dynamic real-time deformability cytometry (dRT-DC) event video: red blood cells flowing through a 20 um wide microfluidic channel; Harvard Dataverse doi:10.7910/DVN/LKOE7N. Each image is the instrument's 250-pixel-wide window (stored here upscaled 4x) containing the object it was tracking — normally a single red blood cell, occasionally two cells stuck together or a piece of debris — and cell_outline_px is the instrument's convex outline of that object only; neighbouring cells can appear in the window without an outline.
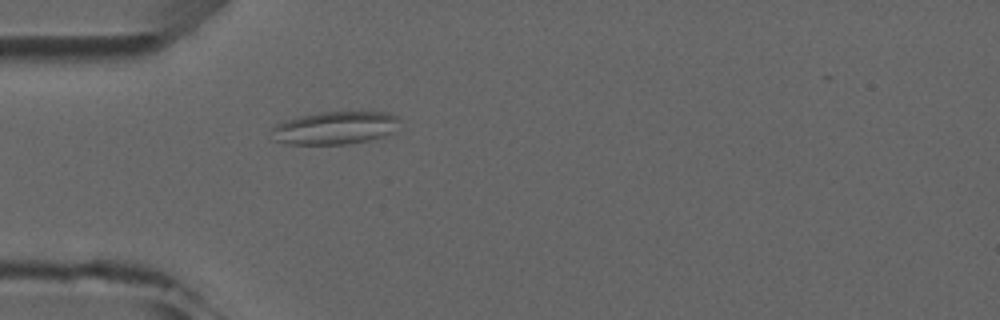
{"species": "common noctule bat (a hibernating species)", "species_latin": "Nyctalus noctula", "temperature_condition": "room temperature", "stored_images_in_passage": 4, "camera_frame_rate_fps": 3000, "um_per_image_px": 0.085, "animal": {"sex": "male", "forearm_length_mm": 52.5}, "frame": {"image": 1, "passage_image": 4, "time_ms": 3.333, "image_size_px": [1000, 320], "cell_outline_px": [[400, 120], [396, 132], [384, 136], [368, 140], [348, 144], [288, 144], [276, 140], [272, 128], [276, 124], [284, 120], [300, 116], [320, 112], [388, 112], [396, 116]], "centroid_in_image_um": [28.53, 10.86], "position_along_channel_um": 56.5, "area_um2": 24.51}}